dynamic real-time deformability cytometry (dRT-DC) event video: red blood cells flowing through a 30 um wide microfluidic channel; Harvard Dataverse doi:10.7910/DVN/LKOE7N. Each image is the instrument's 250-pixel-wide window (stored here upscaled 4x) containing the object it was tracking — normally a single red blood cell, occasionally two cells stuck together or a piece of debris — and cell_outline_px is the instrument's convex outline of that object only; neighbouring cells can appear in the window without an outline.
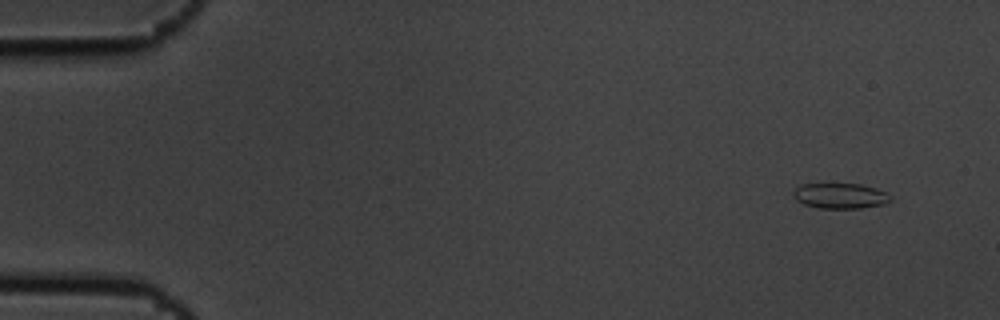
{"species": "common noctule bat (a hibernating species)", "species_latin": "Nyctalus noctula", "temperature_condition": "cold", "stored_images_in_passage": 5, "camera_frame_rate_fps": 3000, "um_per_image_px": 0.085, "animal": {"sex": "male", "body_mass_g": 19.5, "forearm_length_mm": 54.6}, "frame": {"image": 1, "passage_image": 1, "time_ms": 0.0, "image_size_px": [1000, 320], "cell_outline_px": [[892, 200], [884, 204], [860, 208], [820, 208], [804, 204], [796, 200], [792, 196], [792, 192], [800, 184], [860, 184], [876, 188], [892, 196]], "centroid_in_image_um": [71.41, 16.64], "position_along_channel_um": 13.6, "area_um2": 14.39}}
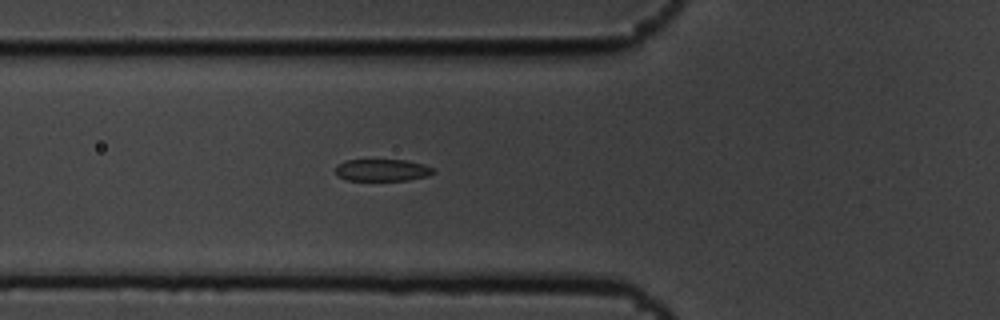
{"frame": {"image": 2, "passage_image": 5, "time_ms": 1.333, "image_size_px": [1000, 320], "cell_outline_px": [[436, 172], [428, 176], [408, 180], [348, 180], [340, 176], [336, 172], [336, 168], [344, 160], [408, 160], [424, 164], [432, 168]], "centroid_in_image_um": [32.55, 14.45], "position_along_channel_um": 93.3, "area_um2": 12.43}}